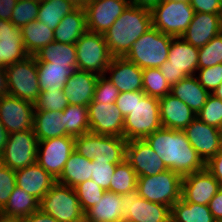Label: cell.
Listing matches in <instances>:
<instances>
[{
  "instance_id": "46",
  "label": "cell",
  "mask_w": 222,
  "mask_h": 222,
  "mask_svg": "<svg viewBox=\"0 0 222 222\" xmlns=\"http://www.w3.org/2000/svg\"><path fill=\"white\" fill-rule=\"evenodd\" d=\"M119 93L120 92L118 88L113 85V83L107 78L105 74L100 75L98 76L93 100L91 103L116 104Z\"/></svg>"
},
{
  "instance_id": "53",
  "label": "cell",
  "mask_w": 222,
  "mask_h": 222,
  "mask_svg": "<svg viewBox=\"0 0 222 222\" xmlns=\"http://www.w3.org/2000/svg\"><path fill=\"white\" fill-rule=\"evenodd\" d=\"M208 207L214 219L222 221V187L210 200Z\"/></svg>"
},
{
  "instance_id": "14",
  "label": "cell",
  "mask_w": 222,
  "mask_h": 222,
  "mask_svg": "<svg viewBox=\"0 0 222 222\" xmlns=\"http://www.w3.org/2000/svg\"><path fill=\"white\" fill-rule=\"evenodd\" d=\"M124 222H169L171 208L150 202L138 195L137 189L121 195Z\"/></svg>"
},
{
  "instance_id": "33",
  "label": "cell",
  "mask_w": 222,
  "mask_h": 222,
  "mask_svg": "<svg viewBox=\"0 0 222 222\" xmlns=\"http://www.w3.org/2000/svg\"><path fill=\"white\" fill-rule=\"evenodd\" d=\"M92 177V160L74 151L68 158L58 183L74 188Z\"/></svg>"
},
{
  "instance_id": "39",
  "label": "cell",
  "mask_w": 222,
  "mask_h": 222,
  "mask_svg": "<svg viewBox=\"0 0 222 222\" xmlns=\"http://www.w3.org/2000/svg\"><path fill=\"white\" fill-rule=\"evenodd\" d=\"M137 175L130 164L124 160L117 164L110 182V191L123 195L136 190Z\"/></svg>"
},
{
  "instance_id": "6",
  "label": "cell",
  "mask_w": 222,
  "mask_h": 222,
  "mask_svg": "<svg viewBox=\"0 0 222 222\" xmlns=\"http://www.w3.org/2000/svg\"><path fill=\"white\" fill-rule=\"evenodd\" d=\"M183 177L167 169L153 176H140L137 178L138 195L150 202L172 205L181 199Z\"/></svg>"
},
{
  "instance_id": "43",
  "label": "cell",
  "mask_w": 222,
  "mask_h": 222,
  "mask_svg": "<svg viewBox=\"0 0 222 222\" xmlns=\"http://www.w3.org/2000/svg\"><path fill=\"white\" fill-rule=\"evenodd\" d=\"M68 105L63 90L42 91L34 103L35 111H63Z\"/></svg>"
},
{
  "instance_id": "18",
  "label": "cell",
  "mask_w": 222,
  "mask_h": 222,
  "mask_svg": "<svg viewBox=\"0 0 222 222\" xmlns=\"http://www.w3.org/2000/svg\"><path fill=\"white\" fill-rule=\"evenodd\" d=\"M125 160L136 172L137 177L153 176L167 170L145 139L127 141Z\"/></svg>"
},
{
  "instance_id": "45",
  "label": "cell",
  "mask_w": 222,
  "mask_h": 222,
  "mask_svg": "<svg viewBox=\"0 0 222 222\" xmlns=\"http://www.w3.org/2000/svg\"><path fill=\"white\" fill-rule=\"evenodd\" d=\"M196 117L208 125L219 128L222 123V100L210 94Z\"/></svg>"
},
{
  "instance_id": "52",
  "label": "cell",
  "mask_w": 222,
  "mask_h": 222,
  "mask_svg": "<svg viewBox=\"0 0 222 222\" xmlns=\"http://www.w3.org/2000/svg\"><path fill=\"white\" fill-rule=\"evenodd\" d=\"M205 168L213 175L222 187V148L205 163Z\"/></svg>"
},
{
  "instance_id": "29",
  "label": "cell",
  "mask_w": 222,
  "mask_h": 222,
  "mask_svg": "<svg viewBox=\"0 0 222 222\" xmlns=\"http://www.w3.org/2000/svg\"><path fill=\"white\" fill-rule=\"evenodd\" d=\"M39 203L40 201L33 195L15 186L8 202L0 211V219L16 221L37 211Z\"/></svg>"
},
{
  "instance_id": "55",
  "label": "cell",
  "mask_w": 222,
  "mask_h": 222,
  "mask_svg": "<svg viewBox=\"0 0 222 222\" xmlns=\"http://www.w3.org/2000/svg\"><path fill=\"white\" fill-rule=\"evenodd\" d=\"M18 0H0V19L11 21L13 9Z\"/></svg>"
},
{
  "instance_id": "59",
  "label": "cell",
  "mask_w": 222,
  "mask_h": 222,
  "mask_svg": "<svg viewBox=\"0 0 222 222\" xmlns=\"http://www.w3.org/2000/svg\"><path fill=\"white\" fill-rule=\"evenodd\" d=\"M8 131L0 121V155L3 153L8 140Z\"/></svg>"
},
{
  "instance_id": "20",
  "label": "cell",
  "mask_w": 222,
  "mask_h": 222,
  "mask_svg": "<svg viewBox=\"0 0 222 222\" xmlns=\"http://www.w3.org/2000/svg\"><path fill=\"white\" fill-rule=\"evenodd\" d=\"M183 132L205 163L222 148L219 129L204 123L198 117H195Z\"/></svg>"
},
{
  "instance_id": "11",
  "label": "cell",
  "mask_w": 222,
  "mask_h": 222,
  "mask_svg": "<svg viewBox=\"0 0 222 222\" xmlns=\"http://www.w3.org/2000/svg\"><path fill=\"white\" fill-rule=\"evenodd\" d=\"M8 95L35 103L39 97V79L34 56L7 66Z\"/></svg>"
},
{
  "instance_id": "8",
  "label": "cell",
  "mask_w": 222,
  "mask_h": 222,
  "mask_svg": "<svg viewBox=\"0 0 222 222\" xmlns=\"http://www.w3.org/2000/svg\"><path fill=\"white\" fill-rule=\"evenodd\" d=\"M39 209L58 222H80L85 219L74 188L58 182L40 200Z\"/></svg>"
},
{
  "instance_id": "63",
  "label": "cell",
  "mask_w": 222,
  "mask_h": 222,
  "mask_svg": "<svg viewBox=\"0 0 222 222\" xmlns=\"http://www.w3.org/2000/svg\"><path fill=\"white\" fill-rule=\"evenodd\" d=\"M218 129H219V136H220L221 144H222V123Z\"/></svg>"
},
{
  "instance_id": "17",
  "label": "cell",
  "mask_w": 222,
  "mask_h": 222,
  "mask_svg": "<svg viewBox=\"0 0 222 222\" xmlns=\"http://www.w3.org/2000/svg\"><path fill=\"white\" fill-rule=\"evenodd\" d=\"M87 107L90 132L123 137L124 117L116 104L90 103Z\"/></svg>"
},
{
  "instance_id": "25",
  "label": "cell",
  "mask_w": 222,
  "mask_h": 222,
  "mask_svg": "<svg viewBox=\"0 0 222 222\" xmlns=\"http://www.w3.org/2000/svg\"><path fill=\"white\" fill-rule=\"evenodd\" d=\"M97 80L98 75L77 69L63 88L68 103L88 106L93 100Z\"/></svg>"
},
{
  "instance_id": "13",
  "label": "cell",
  "mask_w": 222,
  "mask_h": 222,
  "mask_svg": "<svg viewBox=\"0 0 222 222\" xmlns=\"http://www.w3.org/2000/svg\"><path fill=\"white\" fill-rule=\"evenodd\" d=\"M74 151L75 137L73 136H59L38 141L36 162L57 180Z\"/></svg>"
},
{
  "instance_id": "16",
  "label": "cell",
  "mask_w": 222,
  "mask_h": 222,
  "mask_svg": "<svg viewBox=\"0 0 222 222\" xmlns=\"http://www.w3.org/2000/svg\"><path fill=\"white\" fill-rule=\"evenodd\" d=\"M129 4V0H89L84 7L88 31L104 35Z\"/></svg>"
},
{
  "instance_id": "30",
  "label": "cell",
  "mask_w": 222,
  "mask_h": 222,
  "mask_svg": "<svg viewBox=\"0 0 222 222\" xmlns=\"http://www.w3.org/2000/svg\"><path fill=\"white\" fill-rule=\"evenodd\" d=\"M62 111H34L33 129L38 141L69 136L64 129Z\"/></svg>"
},
{
  "instance_id": "44",
  "label": "cell",
  "mask_w": 222,
  "mask_h": 222,
  "mask_svg": "<svg viewBox=\"0 0 222 222\" xmlns=\"http://www.w3.org/2000/svg\"><path fill=\"white\" fill-rule=\"evenodd\" d=\"M74 190L84 212L94 206L99 199H102V195L105 192V190L94 183L92 179L78 184L74 187Z\"/></svg>"
},
{
  "instance_id": "40",
  "label": "cell",
  "mask_w": 222,
  "mask_h": 222,
  "mask_svg": "<svg viewBox=\"0 0 222 222\" xmlns=\"http://www.w3.org/2000/svg\"><path fill=\"white\" fill-rule=\"evenodd\" d=\"M143 92L158 99L171 93V87L159 68L143 69Z\"/></svg>"
},
{
  "instance_id": "34",
  "label": "cell",
  "mask_w": 222,
  "mask_h": 222,
  "mask_svg": "<svg viewBox=\"0 0 222 222\" xmlns=\"http://www.w3.org/2000/svg\"><path fill=\"white\" fill-rule=\"evenodd\" d=\"M21 32L24 48L30 56H34L41 48L54 41V30L38 20L23 26Z\"/></svg>"
},
{
  "instance_id": "36",
  "label": "cell",
  "mask_w": 222,
  "mask_h": 222,
  "mask_svg": "<svg viewBox=\"0 0 222 222\" xmlns=\"http://www.w3.org/2000/svg\"><path fill=\"white\" fill-rule=\"evenodd\" d=\"M75 8L76 6L68 0H42L40 1L37 20L54 30L64 16Z\"/></svg>"
},
{
  "instance_id": "5",
  "label": "cell",
  "mask_w": 222,
  "mask_h": 222,
  "mask_svg": "<svg viewBox=\"0 0 222 222\" xmlns=\"http://www.w3.org/2000/svg\"><path fill=\"white\" fill-rule=\"evenodd\" d=\"M127 140L118 136H104L92 132L75 137V151L89 160H103L120 164L126 157Z\"/></svg>"
},
{
  "instance_id": "51",
  "label": "cell",
  "mask_w": 222,
  "mask_h": 222,
  "mask_svg": "<svg viewBox=\"0 0 222 222\" xmlns=\"http://www.w3.org/2000/svg\"><path fill=\"white\" fill-rule=\"evenodd\" d=\"M135 106V92H120L116 100V107L125 118Z\"/></svg>"
},
{
  "instance_id": "7",
  "label": "cell",
  "mask_w": 222,
  "mask_h": 222,
  "mask_svg": "<svg viewBox=\"0 0 222 222\" xmlns=\"http://www.w3.org/2000/svg\"><path fill=\"white\" fill-rule=\"evenodd\" d=\"M199 49L182 37H173L167 60L159 67L170 87L187 76L196 74Z\"/></svg>"
},
{
  "instance_id": "57",
  "label": "cell",
  "mask_w": 222,
  "mask_h": 222,
  "mask_svg": "<svg viewBox=\"0 0 222 222\" xmlns=\"http://www.w3.org/2000/svg\"><path fill=\"white\" fill-rule=\"evenodd\" d=\"M162 0H129L131 5H135L140 8H146L152 10L157 6Z\"/></svg>"
},
{
  "instance_id": "61",
  "label": "cell",
  "mask_w": 222,
  "mask_h": 222,
  "mask_svg": "<svg viewBox=\"0 0 222 222\" xmlns=\"http://www.w3.org/2000/svg\"><path fill=\"white\" fill-rule=\"evenodd\" d=\"M211 94L222 100V83Z\"/></svg>"
},
{
  "instance_id": "35",
  "label": "cell",
  "mask_w": 222,
  "mask_h": 222,
  "mask_svg": "<svg viewBox=\"0 0 222 222\" xmlns=\"http://www.w3.org/2000/svg\"><path fill=\"white\" fill-rule=\"evenodd\" d=\"M208 205L176 201L171 207V222H214Z\"/></svg>"
},
{
  "instance_id": "19",
  "label": "cell",
  "mask_w": 222,
  "mask_h": 222,
  "mask_svg": "<svg viewBox=\"0 0 222 222\" xmlns=\"http://www.w3.org/2000/svg\"><path fill=\"white\" fill-rule=\"evenodd\" d=\"M220 189V183L205 168L183 177L181 199L184 202L208 205Z\"/></svg>"
},
{
  "instance_id": "12",
  "label": "cell",
  "mask_w": 222,
  "mask_h": 222,
  "mask_svg": "<svg viewBox=\"0 0 222 222\" xmlns=\"http://www.w3.org/2000/svg\"><path fill=\"white\" fill-rule=\"evenodd\" d=\"M37 149L38 139L34 129L10 133L1 154V164L14 171L33 165L36 163Z\"/></svg>"
},
{
  "instance_id": "4",
  "label": "cell",
  "mask_w": 222,
  "mask_h": 222,
  "mask_svg": "<svg viewBox=\"0 0 222 222\" xmlns=\"http://www.w3.org/2000/svg\"><path fill=\"white\" fill-rule=\"evenodd\" d=\"M172 38L152 26L135 41L124 57L141 69L159 68L168 58Z\"/></svg>"
},
{
  "instance_id": "10",
  "label": "cell",
  "mask_w": 222,
  "mask_h": 222,
  "mask_svg": "<svg viewBox=\"0 0 222 222\" xmlns=\"http://www.w3.org/2000/svg\"><path fill=\"white\" fill-rule=\"evenodd\" d=\"M152 26L164 34L181 37L191 23L195 11L188 2L162 0L151 10Z\"/></svg>"
},
{
  "instance_id": "31",
  "label": "cell",
  "mask_w": 222,
  "mask_h": 222,
  "mask_svg": "<svg viewBox=\"0 0 222 222\" xmlns=\"http://www.w3.org/2000/svg\"><path fill=\"white\" fill-rule=\"evenodd\" d=\"M40 92L63 90L69 77L76 69L72 66L52 65L51 62H36Z\"/></svg>"
},
{
  "instance_id": "37",
  "label": "cell",
  "mask_w": 222,
  "mask_h": 222,
  "mask_svg": "<svg viewBox=\"0 0 222 222\" xmlns=\"http://www.w3.org/2000/svg\"><path fill=\"white\" fill-rule=\"evenodd\" d=\"M28 56L22 34H4L0 37V67L6 68Z\"/></svg>"
},
{
  "instance_id": "32",
  "label": "cell",
  "mask_w": 222,
  "mask_h": 222,
  "mask_svg": "<svg viewBox=\"0 0 222 222\" xmlns=\"http://www.w3.org/2000/svg\"><path fill=\"white\" fill-rule=\"evenodd\" d=\"M34 57L36 62H51L52 65L72 66L77 70L75 44H64L53 41L41 48Z\"/></svg>"
},
{
  "instance_id": "54",
  "label": "cell",
  "mask_w": 222,
  "mask_h": 222,
  "mask_svg": "<svg viewBox=\"0 0 222 222\" xmlns=\"http://www.w3.org/2000/svg\"><path fill=\"white\" fill-rule=\"evenodd\" d=\"M16 222H58L51 215L38 209L32 214L16 220Z\"/></svg>"
},
{
  "instance_id": "58",
  "label": "cell",
  "mask_w": 222,
  "mask_h": 222,
  "mask_svg": "<svg viewBox=\"0 0 222 222\" xmlns=\"http://www.w3.org/2000/svg\"><path fill=\"white\" fill-rule=\"evenodd\" d=\"M6 95H8L7 71L4 67H0V97Z\"/></svg>"
},
{
  "instance_id": "21",
  "label": "cell",
  "mask_w": 222,
  "mask_h": 222,
  "mask_svg": "<svg viewBox=\"0 0 222 222\" xmlns=\"http://www.w3.org/2000/svg\"><path fill=\"white\" fill-rule=\"evenodd\" d=\"M105 75L119 92L143 91V69L125 57H113Z\"/></svg>"
},
{
  "instance_id": "50",
  "label": "cell",
  "mask_w": 222,
  "mask_h": 222,
  "mask_svg": "<svg viewBox=\"0 0 222 222\" xmlns=\"http://www.w3.org/2000/svg\"><path fill=\"white\" fill-rule=\"evenodd\" d=\"M190 5L195 13L219 14L222 7L218 0H191Z\"/></svg>"
},
{
  "instance_id": "56",
  "label": "cell",
  "mask_w": 222,
  "mask_h": 222,
  "mask_svg": "<svg viewBox=\"0 0 222 222\" xmlns=\"http://www.w3.org/2000/svg\"><path fill=\"white\" fill-rule=\"evenodd\" d=\"M4 34H22L21 28L16 27L11 21L0 19V37Z\"/></svg>"
},
{
  "instance_id": "48",
  "label": "cell",
  "mask_w": 222,
  "mask_h": 222,
  "mask_svg": "<svg viewBox=\"0 0 222 222\" xmlns=\"http://www.w3.org/2000/svg\"><path fill=\"white\" fill-rule=\"evenodd\" d=\"M195 74L200 85L212 93L222 83V64L197 69Z\"/></svg>"
},
{
  "instance_id": "22",
  "label": "cell",
  "mask_w": 222,
  "mask_h": 222,
  "mask_svg": "<svg viewBox=\"0 0 222 222\" xmlns=\"http://www.w3.org/2000/svg\"><path fill=\"white\" fill-rule=\"evenodd\" d=\"M16 186L33 195L39 201L53 187L57 180L37 162L15 171Z\"/></svg>"
},
{
  "instance_id": "60",
  "label": "cell",
  "mask_w": 222,
  "mask_h": 222,
  "mask_svg": "<svg viewBox=\"0 0 222 222\" xmlns=\"http://www.w3.org/2000/svg\"><path fill=\"white\" fill-rule=\"evenodd\" d=\"M73 3L76 7L84 8L89 0H68Z\"/></svg>"
},
{
  "instance_id": "3",
  "label": "cell",
  "mask_w": 222,
  "mask_h": 222,
  "mask_svg": "<svg viewBox=\"0 0 222 222\" xmlns=\"http://www.w3.org/2000/svg\"><path fill=\"white\" fill-rule=\"evenodd\" d=\"M162 128L159 99L135 91V106L124 118L123 138L127 141L145 139L154 131Z\"/></svg>"
},
{
  "instance_id": "41",
  "label": "cell",
  "mask_w": 222,
  "mask_h": 222,
  "mask_svg": "<svg viewBox=\"0 0 222 222\" xmlns=\"http://www.w3.org/2000/svg\"><path fill=\"white\" fill-rule=\"evenodd\" d=\"M199 49L198 69L222 64V33Z\"/></svg>"
},
{
  "instance_id": "42",
  "label": "cell",
  "mask_w": 222,
  "mask_h": 222,
  "mask_svg": "<svg viewBox=\"0 0 222 222\" xmlns=\"http://www.w3.org/2000/svg\"><path fill=\"white\" fill-rule=\"evenodd\" d=\"M40 1L18 0L13 9L11 22L14 26L22 28L29 22L37 20Z\"/></svg>"
},
{
  "instance_id": "24",
  "label": "cell",
  "mask_w": 222,
  "mask_h": 222,
  "mask_svg": "<svg viewBox=\"0 0 222 222\" xmlns=\"http://www.w3.org/2000/svg\"><path fill=\"white\" fill-rule=\"evenodd\" d=\"M220 33L219 14L195 13L181 37L192 46L200 48Z\"/></svg>"
},
{
  "instance_id": "9",
  "label": "cell",
  "mask_w": 222,
  "mask_h": 222,
  "mask_svg": "<svg viewBox=\"0 0 222 222\" xmlns=\"http://www.w3.org/2000/svg\"><path fill=\"white\" fill-rule=\"evenodd\" d=\"M77 69L104 75L113 56L105 42L103 34L86 31L75 43Z\"/></svg>"
},
{
  "instance_id": "47",
  "label": "cell",
  "mask_w": 222,
  "mask_h": 222,
  "mask_svg": "<svg viewBox=\"0 0 222 222\" xmlns=\"http://www.w3.org/2000/svg\"><path fill=\"white\" fill-rule=\"evenodd\" d=\"M116 165L103 160H92L91 179L105 191H110V182Z\"/></svg>"
},
{
  "instance_id": "49",
  "label": "cell",
  "mask_w": 222,
  "mask_h": 222,
  "mask_svg": "<svg viewBox=\"0 0 222 222\" xmlns=\"http://www.w3.org/2000/svg\"><path fill=\"white\" fill-rule=\"evenodd\" d=\"M15 186V171L0 163V211L8 202Z\"/></svg>"
},
{
  "instance_id": "15",
  "label": "cell",
  "mask_w": 222,
  "mask_h": 222,
  "mask_svg": "<svg viewBox=\"0 0 222 222\" xmlns=\"http://www.w3.org/2000/svg\"><path fill=\"white\" fill-rule=\"evenodd\" d=\"M34 103L18 97H0V121L8 133L33 129Z\"/></svg>"
},
{
  "instance_id": "26",
  "label": "cell",
  "mask_w": 222,
  "mask_h": 222,
  "mask_svg": "<svg viewBox=\"0 0 222 222\" xmlns=\"http://www.w3.org/2000/svg\"><path fill=\"white\" fill-rule=\"evenodd\" d=\"M121 195L105 191L102 199L85 212L88 222H124Z\"/></svg>"
},
{
  "instance_id": "38",
  "label": "cell",
  "mask_w": 222,
  "mask_h": 222,
  "mask_svg": "<svg viewBox=\"0 0 222 222\" xmlns=\"http://www.w3.org/2000/svg\"><path fill=\"white\" fill-rule=\"evenodd\" d=\"M62 112L64 129L69 136L77 137L90 132L87 106L69 104Z\"/></svg>"
},
{
  "instance_id": "64",
  "label": "cell",
  "mask_w": 222,
  "mask_h": 222,
  "mask_svg": "<svg viewBox=\"0 0 222 222\" xmlns=\"http://www.w3.org/2000/svg\"><path fill=\"white\" fill-rule=\"evenodd\" d=\"M173 1H177V2L183 1V2H188V3H190L191 0H173Z\"/></svg>"
},
{
  "instance_id": "23",
  "label": "cell",
  "mask_w": 222,
  "mask_h": 222,
  "mask_svg": "<svg viewBox=\"0 0 222 222\" xmlns=\"http://www.w3.org/2000/svg\"><path fill=\"white\" fill-rule=\"evenodd\" d=\"M163 128L184 130L197 116L184 102L171 93L159 98Z\"/></svg>"
},
{
  "instance_id": "62",
  "label": "cell",
  "mask_w": 222,
  "mask_h": 222,
  "mask_svg": "<svg viewBox=\"0 0 222 222\" xmlns=\"http://www.w3.org/2000/svg\"><path fill=\"white\" fill-rule=\"evenodd\" d=\"M219 22H220V31L222 33V7H221V10L219 12Z\"/></svg>"
},
{
  "instance_id": "1",
  "label": "cell",
  "mask_w": 222,
  "mask_h": 222,
  "mask_svg": "<svg viewBox=\"0 0 222 222\" xmlns=\"http://www.w3.org/2000/svg\"><path fill=\"white\" fill-rule=\"evenodd\" d=\"M170 169L182 177L205 169V162L191 146L183 130L160 128L145 138Z\"/></svg>"
},
{
  "instance_id": "28",
  "label": "cell",
  "mask_w": 222,
  "mask_h": 222,
  "mask_svg": "<svg viewBox=\"0 0 222 222\" xmlns=\"http://www.w3.org/2000/svg\"><path fill=\"white\" fill-rule=\"evenodd\" d=\"M171 94L184 102L197 115L211 93L200 85L195 75H192L173 85Z\"/></svg>"
},
{
  "instance_id": "27",
  "label": "cell",
  "mask_w": 222,
  "mask_h": 222,
  "mask_svg": "<svg viewBox=\"0 0 222 222\" xmlns=\"http://www.w3.org/2000/svg\"><path fill=\"white\" fill-rule=\"evenodd\" d=\"M87 30L85 9L76 7L72 12L66 14L54 29V41L75 44Z\"/></svg>"
},
{
  "instance_id": "2",
  "label": "cell",
  "mask_w": 222,
  "mask_h": 222,
  "mask_svg": "<svg viewBox=\"0 0 222 222\" xmlns=\"http://www.w3.org/2000/svg\"><path fill=\"white\" fill-rule=\"evenodd\" d=\"M151 27V10L129 4L104 34L111 55L124 57L135 41Z\"/></svg>"
},
{
  "instance_id": "65",
  "label": "cell",
  "mask_w": 222,
  "mask_h": 222,
  "mask_svg": "<svg viewBox=\"0 0 222 222\" xmlns=\"http://www.w3.org/2000/svg\"><path fill=\"white\" fill-rule=\"evenodd\" d=\"M0 222H16V221H4V220L0 219Z\"/></svg>"
}]
</instances>
